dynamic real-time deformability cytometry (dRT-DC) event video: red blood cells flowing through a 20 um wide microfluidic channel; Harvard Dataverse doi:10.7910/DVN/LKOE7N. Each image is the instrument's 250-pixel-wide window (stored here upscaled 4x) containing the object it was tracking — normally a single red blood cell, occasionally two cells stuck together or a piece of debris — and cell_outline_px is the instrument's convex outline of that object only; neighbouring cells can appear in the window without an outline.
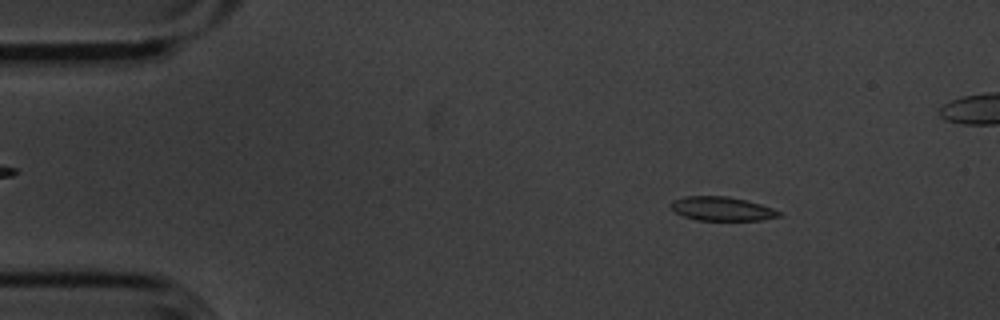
{"species": "common noctule bat (a hibernating species)", "species_latin": "Nyctalus noctula", "temperature_condition": "cold", "stored_images_in_passage": 55, "camera_frame_rate_fps": 3000, "um_per_image_px": 0.085, "animal": {"sex": "male", "body_mass_g": 20.1, "forearm_length_mm": 53.5}, "frame": {"image": 1, "passage_image": 7, "time_ms": 2.0, "image_size_px": [1000, 320], "cell_outline_px": [[780, 216], [760, 220], [696, 220], [684, 216], [676, 212], [668, 204], [672, 200], [688, 196], [728, 196], [760, 204], [772, 208], [780, 212]], "centroid_in_image_um": [61.32, 17.74], "position_along_channel_um": 23.7, "area_um2": 14.91}}
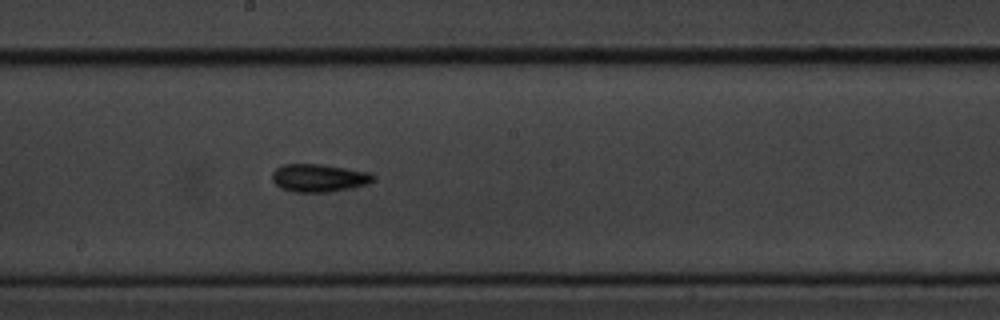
{"frame": {"image": 2, "passage_image": 29, "time_ms": 9.333, "image_size_px": [1000, 320], "cell_outline_px": [[376, 176], [368, 184], [328, 192], [292, 192], [280, 188], [272, 180], [272, 172], [276, 168], [284, 164], [320, 164], [368, 172]], "centroid_in_image_um": [27.06, 15.13], "position_along_channel_um": 221.1, "area_um2": 16.3}}
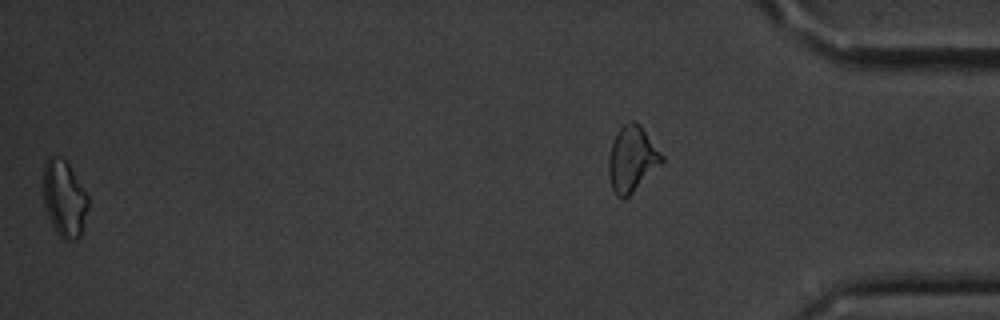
{"frame": {"image": 3, "passage_image": 54, "time_ms": 17.667, "image_size_px": [1000, 320], "cell_outline_px": [[88, 208], [80, 236], [76, 240], [64, 240], [56, 232], [48, 216], [44, 204], [44, 164], [48, 156], [52, 156], [64, 160], [68, 164], [88, 196]], "centroid_in_image_um": [5.46, 16.91], "position_along_channel_um": 429.7, "area_um2": 19.65}}